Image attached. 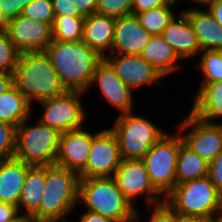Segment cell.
I'll return each instance as SVG.
<instances>
[{
  "label": "cell",
  "instance_id": "5bb4252c",
  "mask_svg": "<svg viewBox=\"0 0 222 222\" xmlns=\"http://www.w3.org/2000/svg\"><path fill=\"white\" fill-rule=\"evenodd\" d=\"M104 59L116 75L132 90L138 87L159 84L163 76L140 55L106 54Z\"/></svg>",
  "mask_w": 222,
  "mask_h": 222
},
{
  "label": "cell",
  "instance_id": "ac0fdd59",
  "mask_svg": "<svg viewBox=\"0 0 222 222\" xmlns=\"http://www.w3.org/2000/svg\"><path fill=\"white\" fill-rule=\"evenodd\" d=\"M161 36L173 47L181 60L191 59L201 52L195 31L183 12L173 18Z\"/></svg>",
  "mask_w": 222,
  "mask_h": 222
},
{
  "label": "cell",
  "instance_id": "681fc988",
  "mask_svg": "<svg viewBox=\"0 0 222 222\" xmlns=\"http://www.w3.org/2000/svg\"><path fill=\"white\" fill-rule=\"evenodd\" d=\"M164 2L167 4V5H171V6H174L176 5L177 3V0H164Z\"/></svg>",
  "mask_w": 222,
  "mask_h": 222
},
{
  "label": "cell",
  "instance_id": "e575fe53",
  "mask_svg": "<svg viewBox=\"0 0 222 222\" xmlns=\"http://www.w3.org/2000/svg\"><path fill=\"white\" fill-rule=\"evenodd\" d=\"M208 177L222 195V151L209 163Z\"/></svg>",
  "mask_w": 222,
  "mask_h": 222
},
{
  "label": "cell",
  "instance_id": "277c9868",
  "mask_svg": "<svg viewBox=\"0 0 222 222\" xmlns=\"http://www.w3.org/2000/svg\"><path fill=\"white\" fill-rule=\"evenodd\" d=\"M80 201L88 211L109 217L115 222H138L141 217L112 177L80 179Z\"/></svg>",
  "mask_w": 222,
  "mask_h": 222
},
{
  "label": "cell",
  "instance_id": "9c48e42d",
  "mask_svg": "<svg viewBox=\"0 0 222 222\" xmlns=\"http://www.w3.org/2000/svg\"><path fill=\"white\" fill-rule=\"evenodd\" d=\"M82 94L84 93L79 91H66L40 102L43 112L39 121L60 134L84 127L86 111L81 102Z\"/></svg>",
  "mask_w": 222,
  "mask_h": 222
},
{
  "label": "cell",
  "instance_id": "f6af8a7d",
  "mask_svg": "<svg viewBox=\"0 0 222 222\" xmlns=\"http://www.w3.org/2000/svg\"><path fill=\"white\" fill-rule=\"evenodd\" d=\"M8 20L3 15V13L0 10V32H5L8 29Z\"/></svg>",
  "mask_w": 222,
  "mask_h": 222
},
{
  "label": "cell",
  "instance_id": "7c38bea8",
  "mask_svg": "<svg viewBox=\"0 0 222 222\" xmlns=\"http://www.w3.org/2000/svg\"><path fill=\"white\" fill-rule=\"evenodd\" d=\"M121 161L116 136L110 128L102 129L93 137L85 168L79 177H113Z\"/></svg>",
  "mask_w": 222,
  "mask_h": 222
},
{
  "label": "cell",
  "instance_id": "7402d4cb",
  "mask_svg": "<svg viewBox=\"0 0 222 222\" xmlns=\"http://www.w3.org/2000/svg\"><path fill=\"white\" fill-rule=\"evenodd\" d=\"M194 98L190 113L203 121L219 123L215 120L222 117V81L200 83Z\"/></svg>",
  "mask_w": 222,
  "mask_h": 222
},
{
  "label": "cell",
  "instance_id": "4316f807",
  "mask_svg": "<svg viewBox=\"0 0 222 222\" xmlns=\"http://www.w3.org/2000/svg\"><path fill=\"white\" fill-rule=\"evenodd\" d=\"M84 20L83 16H55L52 24V40L82 41Z\"/></svg>",
  "mask_w": 222,
  "mask_h": 222
},
{
  "label": "cell",
  "instance_id": "c3c4849f",
  "mask_svg": "<svg viewBox=\"0 0 222 222\" xmlns=\"http://www.w3.org/2000/svg\"><path fill=\"white\" fill-rule=\"evenodd\" d=\"M13 222H34V220L29 217V216H25V215H20L16 220H14Z\"/></svg>",
  "mask_w": 222,
  "mask_h": 222
},
{
  "label": "cell",
  "instance_id": "d6a6232c",
  "mask_svg": "<svg viewBox=\"0 0 222 222\" xmlns=\"http://www.w3.org/2000/svg\"><path fill=\"white\" fill-rule=\"evenodd\" d=\"M16 127L0 121V160L14 157Z\"/></svg>",
  "mask_w": 222,
  "mask_h": 222
},
{
  "label": "cell",
  "instance_id": "3957f363",
  "mask_svg": "<svg viewBox=\"0 0 222 222\" xmlns=\"http://www.w3.org/2000/svg\"><path fill=\"white\" fill-rule=\"evenodd\" d=\"M79 174L58 165L46 166V187L39 209L31 216L37 222H68L67 214L79 203Z\"/></svg>",
  "mask_w": 222,
  "mask_h": 222
},
{
  "label": "cell",
  "instance_id": "603a6c76",
  "mask_svg": "<svg viewBox=\"0 0 222 222\" xmlns=\"http://www.w3.org/2000/svg\"><path fill=\"white\" fill-rule=\"evenodd\" d=\"M45 187L46 166H31L28 169L18 203V209L21 215L31 217L39 209Z\"/></svg>",
  "mask_w": 222,
  "mask_h": 222
},
{
  "label": "cell",
  "instance_id": "60d3db41",
  "mask_svg": "<svg viewBox=\"0 0 222 222\" xmlns=\"http://www.w3.org/2000/svg\"><path fill=\"white\" fill-rule=\"evenodd\" d=\"M0 10L9 21L17 17V0H0Z\"/></svg>",
  "mask_w": 222,
  "mask_h": 222
},
{
  "label": "cell",
  "instance_id": "e0dca14e",
  "mask_svg": "<svg viewBox=\"0 0 222 222\" xmlns=\"http://www.w3.org/2000/svg\"><path fill=\"white\" fill-rule=\"evenodd\" d=\"M151 37L137 15L116 18L110 54L141 55Z\"/></svg>",
  "mask_w": 222,
  "mask_h": 222
},
{
  "label": "cell",
  "instance_id": "bcb514c9",
  "mask_svg": "<svg viewBox=\"0 0 222 222\" xmlns=\"http://www.w3.org/2000/svg\"><path fill=\"white\" fill-rule=\"evenodd\" d=\"M33 0H17V16L23 11V8Z\"/></svg>",
  "mask_w": 222,
  "mask_h": 222
},
{
  "label": "cell",
  "instance_id": "ba28073f",
  "mask_svg": "<svg viewBox=\"0 0 222 222\" xmlns=\"http://www.w3.org/2000/svg\"><path fill=\"white\" fill-rule=\"evenodd\" d=\"M182 143L178 131L172 135L166 133L142 158L151 184L163 198L176 185V163Z\"/></svg>",
  "mask_w": 222,
  "mask_h": 222
},
{
  "label": "cell",
  "instance_id": "b9f144b4",
  "mask_svg": "<svg viewBox=\"0 0 222 222\" xmlns=\"http://www.w3.org/2000/svg\"><path fill=\"white\" fill-rule=\"evenodd\" d=\"M87 211V212H86ZM78 220L79 222H115L109 217L86 210Z\"/></svg>",
  "mask_w": 222,
  "mask_h": 222
},
{
  "label": "cell",
  "instance_id": "4fadbf2b",
  "mask_svg": "<svg viewBox=\"0 0 222 222\" xmlns=\"http://www.w3.org/2000/svg\"><path fill=\"white\" fill-rule=\"evenodd\" d=\"M7 32L20 54L44 52L52 42V27L49 24L35 21L22 14L9 20Z\"/></svg>",
  "mask_w": 222,
  "mask_h": 222
},
{
  "label": "cell",
  "instance_id": "484cf974",
  "mask_svg": "<svg viewBox=\"0 0 222 222\" xmlns=\"http://www.w3.org/2000/svg\"><path fill=\"white\" fill-rule=\"evenodd\" d=\"M31 110L32 106L15 86L0 94V121L17 127L25 119L30 118Z\"/></svg>",
  "mask_w": 222,
  "mask_h": 222
},
{
  "label": "cell",
  "instance_id": "83f0119b",
  "mask_svg": "<svg viewBox=\"0 0 222 222\" xmlns=\"http://www.w3.org/2000/svg\"><path fill=\"white\" fill-rule=\"evenodd\" d=\"M173 6L165 5L157 8H151L147 11L137 14L142 27L152 36L161 35L164 29L176 16L172 10Z\"/></svg>",
  "mask_w": 222,
  "mask_h": 222
},
{
  "label": "cell",
  "instance_id": "4dcf8cb0",
  "mask_svg": "<svg viewBox=\"0 0 222 222\" xmlns=\"http://www.w3.org/2000/svg\"><path fill=\"white\" fill-rule=\"evenodd\" d=\"M21 14L35 21L47 23L51 27L55 19L52 0H33L23 8Z\"/></svg>",
  "mask_w": 222,
  "mask_h": 222
},
{
  "label": "cell",
  "instance_id": "f546056e",
  "mask_svg": "<svg viewBox=\"0 0 222 222\" xmlns=\"http://www.w3.org/2000/svg\"><path fill=\"white\" fill-rule=\"evenodd\" d=\"M19 55L8 32H0V73L13 74Z\"/></svg>",
  "mask_w": 222,
  "mask_h": 222
},
{
  "label": "cell",
  "instance_id": "ee69618b",
  "mask_svg": "<svg viewBox=\"0 0 222 222\" xmlns=\"http://www.w3.org/2000/svg\"><path fill=\"white\" fill-rule=\"evenodd\" d=\"M14 86L13 74L0 73V94L7 92Z\"/></svg>",
  "mask_w": 222,
  "mask_h": 222
},
{
  "label": "cell",
  "instance_id": "d6986e66",
  "mask_svg": "<svg viewBox=\"0 0 222 222\" xmlns=\"http://www.w3.org/2000/svg\"><path fill=\"white\" fill-rule=\"evenodd\" d=\"M30 167L15 157L0 160V202L18 206Z\"/></svg>",
  "mask_w": 222,
  "mask_h": 222
},
{
  "label": "cell",
  "instance_id": "6da1fadb",
  "mask_svg": "<svg viewBox=\"0 0 222 222\" xmlns=\"http://www.w3.org/2000/svg\"><path fill=\"white\" fill-rule=\"evenodd\" d=\"M44 52L65 89L83 93L90 87L96 67L104 59L83 41L52 40Z\"/></svg>",
  "mask_w": 222,
  "mask_h": 222
},
{
  "label": "cell",
  "instance_id": "f907efd6",
  "mask_svg": "<svg viewBox=\"0 0 222 222\" xmlns=\"http://www.w3.org/2000/svg\"><path fill=\"white\" fill-rule=\"evenodd\" d=\"M188 1H193L192 3H198L199 5H202L206 0H188Z\"/></svg>",
  "mask_w": 222,
  "mask_h": 222
},
{
  "label": "cell",
  "instance_id": "5b68a950",
  "mask_svg": "<svg viewBox=\"0 0 222 222\" xmlns=\"http://www.w3.org/2000/svg\"><path fill=\"white\" fill-rule=\"evenodd\" d=\"M28 119L16 127L14 157L30 166L55 165L60 133L39 120L29 125Z\"/></svg>",
  "mask_w": 222,
  "mask_h": 222
},
{
  "label": "cell",
  "instance_id": "d4e9b609",
  "mask_svg": "<svg viewBox=\"0 0 222 222\" xmlns=\"http://www.w3.org/2000/svg\"><path fill=\"white\" fill-rule=\"evenodd\" d=\"M209 163L184 143L179 147L176 163V185L208 176Z\"/></svg>",
  "mask_w": 222,
  "mask_h": 222
},
{
  "label": "cell",
  "instance_id": "8d00e7d4",
  "mask_svg": "<svg viewBox=\"0 0 222 222\" xmlns=\"http://www.w3.org/2000/svg\"><path fill=\"white\" fill-rule=\"evenodd\" d=\"M18 206L0 202V222H13L20 216Z\"/></svg>",
  "mask_w": 222,
  "mask_h": 222
},
{
  "label": "cell",
  "instance_id": "1f68e13d",
  "mask_svg": "<svg viewBox=\"0 0 222 222\" xmlns=\"http://www.w3.org/2000/svg\"><path fill=\"white\" fill-rule=\"evenodd\" d=\"M133 0H99L96 13L113 18L132 14Z\"/></svg>",
  "mask_w": 222,
  "mask_h": 222
},
{
  "label": "cell",
  "instance_id": "44dd1931",
  "mask_svg": "<svg viewBox=\"0 0 222 222\" xmlns=\"http://www.w3.org/2000/svg\"><path fill=\"white\" fill-rule=\"evenodd\" d=\"M116 18L98 13L85 17L82 41L103 58L111 51Z\"/></svg>",
  "mask_w": 222,
  "mask_h": 222
},
{
  "label": "cell",
  "instance_id": "30bf717a",
  "mask_svg": "<svg viewBox=\"0 0 222 222\" xmlns=\"http://www.w3.org/2000/svg\"><path fill=\"white\" fill-rule=\"evenodd\" d=\"M124 197L135 207L134 200L145 197L148 207L164 202L162 195L151 184L145 163L142 159H122L112 177ZM161 197V199H159Z\"/></svg>",
  "mask_w": 222,
  "mask_h": 222
},
{
  "label": "cell",
  "instance_id": "52a82bcc",
  "mask_svg": "<svg viewBox=\"0 0 222 222\" xmlns=\"http://www.w3.org/2000/svg\"><path fill=\"white\" fill-rule=\"evenodd\" d=\"M164 202L181 214L213 216L222 208V195L206 176L175 185L164 197Z\"/></svg>",
  "mask_w": 222,
  "mask_h": 222
},
{
  "label": "cell",
  "instance_id": "ffe728a7",
  "mask_svg": "<svg viewBox=\"0 0 222 222\" xmlns=\"http://www.w3.org/2000/svg\"><path fill=\"white\" fill-rule=\"evenodd\" d=\"M182 12L195 31L201 51H222V28L208 9L190 8Z\"/></svg>",
  "mask_w": 222,
  "mask_h": 222
},
{
  "label": "cell",
  "instance_id": "8fae6325",
  "mask_svg": "<svg viewBox=\"0 0 222 222\" xmlns=\"http://www.w3.org/2000/svg\"><path fill=\"white\" fill-rule=\"evenodd\" d=\"M183 143L208 163L222 151V123L203 121L192 113L176 125ZM185 130H189L185 133ZM184 132V133H183ZM184 134V135H183Z\"/></svg>",
  "mask_w": 222,
  "mask_h": 222
},
{
  "label": "cell",
  "instance_id": "9a60e30c",
  "mask_svg": "<svg viewBox=\"0 0 222 222\" xmlns=\"http://www.w3.org/2000/svg\"><path fill=\"white\" fill-rule=\"evenodd\" d=\"M85 127L60 134L55 164L80 173L86 165L93 137L97 134Z\"/></svg>",
  "mask_w": 222,
  "mask_h": 222
},
{
  "label": "cell",
  "instance_id": "2e32d148",
  "mask_svg": "<svg viewBox=\"0 0 222 222\" xmlns=\"http://www.w3.org/2000/svg\"><path fill=\"white\" fill-rule=\"evenodd\" d=\"M95 83L105 99L120 111L119 115L133 112L132 89L123 83L105 59L97 65L90 86Z\"/></svg>",
  "mask_w": 222,
  "mask_h": 222
},
{
  "label": "cell",
  "instance_id": "cb8c5ba5",
  "mask_svg": "<svg viewBox=\"0 0 222 222\" xmlns=\"http://www.w3.org/2000/svg\"><path fill=\"white\" fill-rule=\"evenodd\" d=\"M140 56L163 77L177 70L179 61H182L173 47L161 35H153Z\"/></svg>",
  "mask_w": 222,
  "mask_h": 222
},
{
  "label": "cell",
  "instance_id": "d590c367",
  "mask_svg": "<svg viewBox=\"0 0 222 222\" xmlns=\"http://www.w3.org/2000/svg\"><path fill=\"white\" fill-rule=\"evenodd\" d=\"M55 16H82L75 0H52Z\"/></svg>",
  "mask_w": 222,
  "mask_h": 222
},
{
  "label": "cell",
  "instance_id": "7dc6e473",
  "mask_svg": "<svg viewBox=\"0 0 222 222\" xmlns=\"http://www.w3.org/2000/svg\"><path fill=\"white\" fill-rule=\"evenodd\" d=\"M212 218H213V222H222V208L216 211L213 214Z\"/></svg>",
  "mask_w": 222,
  "mask_h": 222
},
{
  "label": "cell",
  "instance_id": "74e56055",
  "mask_svg": "<svg viewBox=\"0 0 222 222\" xmlns=\"http://www.w3.org/2000/svg\"><path fill=\"white\" fill-rule=\"evenodd\" d=\"M167 5L164 0H133L132 14L137 15L151 8Z\"/></svg>",
  "mask_w": 222,
  "mask_h": 222
},
{
  "label": "cell",
  "instance_id": "ab89813d",
  "mask_svg": "<svg viewBox=\"0 0 222 222\" xmlns=\"http://www.w3.org/2000/svg\"><path fill=\"white\" fill-rule=\"evenodd\" d=\"M99 0H75L78 11L83 17L96 13V6Z\"/></svg>",
  "mask_w": 222,
  "mask_h": 222
},
{
  "label": "cell",
  "instance_id": "7a4b0ae2",
  "mask_svg": "<svg viewBox=\"0 0 222 222\" xmlns=\"http://www.w3.org/2000/svg\"><path fill=\"white\" fill-rule=\"evenodd\" d=\"M13 76L14 86L31 106L67 91L45 52L21 53Z\"/></svg>",
  "mask_w": 222,
  "mask_h": 222
},
{
  "label": "cell",
  "instance_id": "8992f818",
  "mask_svg": "<svg viewBox=\"0 0 222 222\" xmlns=\"http://www.w3.org/2000/svg\"><path fill=\"white\" fill-rule=\"evenodd\" d=\"M113 127L122 159H142L165 134L151 120L132 112L117 117Z\"/></svg>",
  "mask_w": 222,
  "mask_h": 222
},
{
  "label": "cell",
  "instance_id": "f1b7e54d",
  "mask_svg": "<svg viewBox=\"0 0 222 222\" xmlns=\"http://www.w3.org/2000/svg\"><path fill=\"white\" fill-rule=\"evenodd\" d=\"M199 55L201 58L196 68H199L203 75L201 83L222 81V51L206 50Z\"/></svg>",
  "mask_w": 222,
  "mask_h": 222
},
{
  "label": "cell",
  "instance_id": "836d02e7",
  "mask_svg": "<svg viewBox=\"0 0 222 222\" xmlns=\"http://www.w3.org/2000/svg\"><path fill=\"white\" fill-rule=\"evenodd\" d=\"M147 209L151 211L148 222H176V211H173L165 202Z\"/></svg>",
  "mask_w": 222,
  "mask_h": 222
},
{
  "label": "cell",
  "instance_id": "f35d334b",
  "mask_svg": "<svg viewBox=\"0 0 222 222\" xmlns=\"http://www.w3.org/2000/svg\"><path fill=\"white\" fill-rule=\"evenodd\" d=\"M207 6L206 9L212 14L213 18L217 21L222 28V0H206L202 7Z\"/></svg>",
  "mask_w": 222,
  "mask_h": 222
},
{
  "label": "cell",
  "instance_id": "7bdbcfd3",
  "mask_svg": "<svg viewBox=\"0 0 222 222\" xmlns=\"http://www.w3.org/2000/svg\"><path fill=\"white\" fill-rule=\"evenodd\" d=\"M176 222H213L212 216H193L176 212Z\"/></svg>",
  "mask_w": 222,
  "mask_h": 222
}]
</instances>
